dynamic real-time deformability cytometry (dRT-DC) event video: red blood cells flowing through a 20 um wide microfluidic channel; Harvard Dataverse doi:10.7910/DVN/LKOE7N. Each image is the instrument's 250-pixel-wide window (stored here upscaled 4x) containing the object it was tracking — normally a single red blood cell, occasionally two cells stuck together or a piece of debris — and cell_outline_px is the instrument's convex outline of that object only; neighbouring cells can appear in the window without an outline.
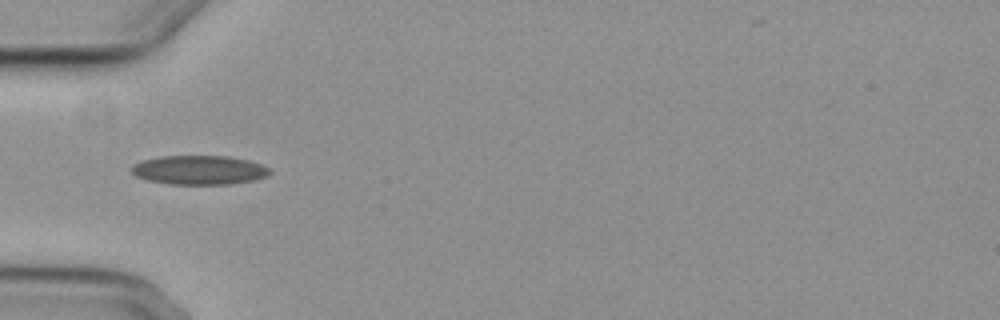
{"species": "common noctule bat (a hibernating species)", "species_latin": "Nyctalus noctula", "temperature_condition": "cold", "stored_images_in_passage": 4, "camera_frame_rate_fps": 3000, "um_per_image_px": 0.085, "animal": {"sex": "female", "body_mass_g": 29.2, "forearm_length_mm": 56.3}, "frame": {"image": 1, "passage_image": 3, "time_ms": 3.333, "image_size_px": [1000, 320], "cell_outline_px": [[272, 172], [268, 176], [252, 180], [232, 184], [168, 184], [148, 180], [136, 176], [132, 172], [132, 164], [144, 160], [160, 156], [228, 156], [248, 160], [260, 164], [268, 168]], "centroid_in_image_um": [16.94, 14.45], "position_along_channel_um": 68.1, "area_um2": 23.41}}
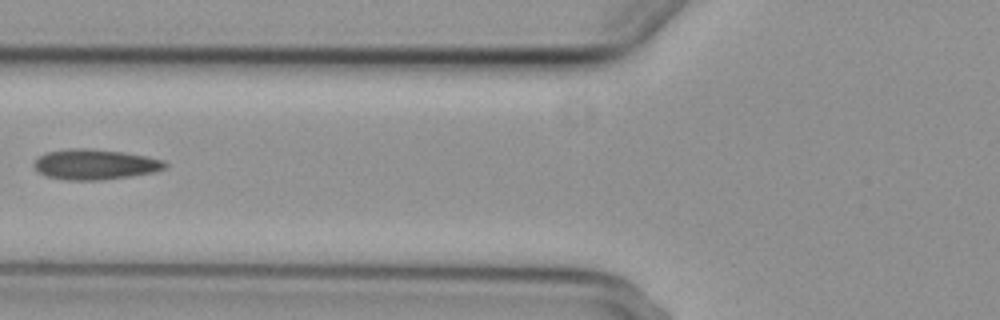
{"frame": {"image": 2, "passage_image": 4, "time_ms": 4.667, "image_size_px": [1000, 320], "cell_outline_px": [[168, 168], [156, 172], [100, 180], [64, 180], [48, 176], [36, 172], [32, 164], [44, 152], [68, 148], [88, 148], [124, 152], [148, 156], [164, 160], [168, 164]], "centroid_in_image_um": [8.08, 13.96], "position_along_channel_um": 117.7, "area_um2": 23.52}}